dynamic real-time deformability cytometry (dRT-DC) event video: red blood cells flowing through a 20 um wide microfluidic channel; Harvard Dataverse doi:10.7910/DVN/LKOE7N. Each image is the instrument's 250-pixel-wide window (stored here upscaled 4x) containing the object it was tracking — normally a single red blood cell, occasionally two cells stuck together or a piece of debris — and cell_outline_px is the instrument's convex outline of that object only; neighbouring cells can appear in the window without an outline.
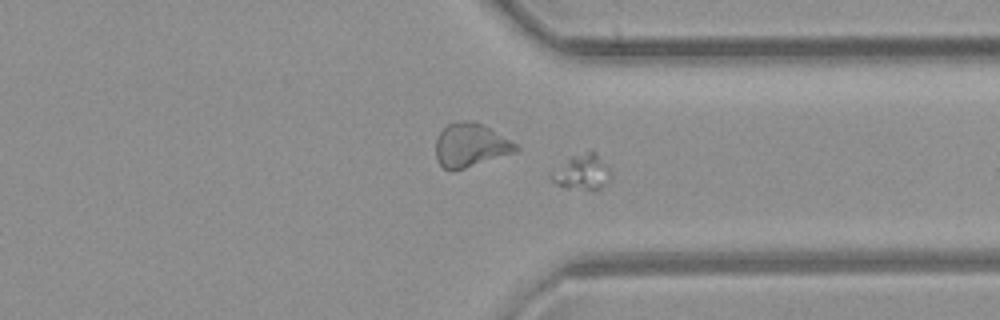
{"species": "common noctule bat (a hibernating species)", "species_latin": "Nyctalus noctula", "temperature_condition": "room temperature", "stored_images_in_passage": 50, "camera_frame_rate_fps": 3000, "um_per_image_px": 0.085, "animal": {"sex": "female", "body_mass_g": 21.9}, "frame": {"image": 1, "passage_image": 37, "time_ms": 12.0, "image_size_px": [1000, 320], "cell_outline_px": [[612, 172], [608, 180], [600, 188], [564, 188], [556, 184], [548, 176], [552, 172], [572, 156], [588, 152], [596, 152]], "centroid_in_image_um": [49.47, 14.63], "position_along_channel_um": 361.9, "area_um2": 11.73}}
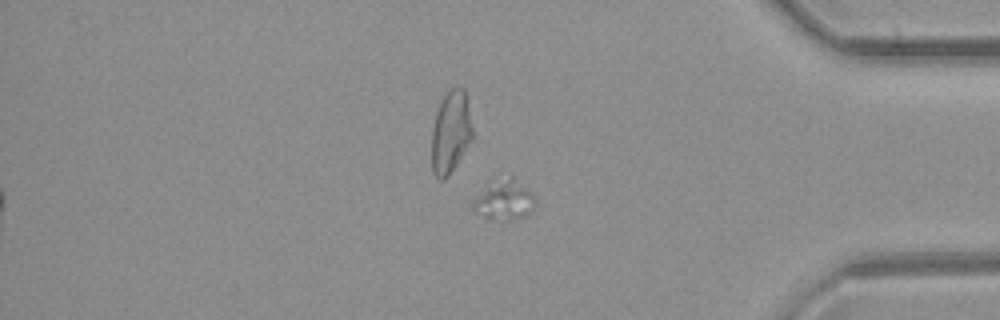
{"frame": {"image": 2, "passage_image": 41, "time_ms": 13.333, "image_size_px": [1000, 320], "cell_outline_px": [[536, 204], [532, 212], [528, 216], [508, 220], [484, 216], [472, 212], [472, 200], [488, 188], [512, 172], [536, 196]], "centroid_in_image_um": [42.97, 16.99], "position_along_channel_um": 392.2, "area_um2": 14.51}}